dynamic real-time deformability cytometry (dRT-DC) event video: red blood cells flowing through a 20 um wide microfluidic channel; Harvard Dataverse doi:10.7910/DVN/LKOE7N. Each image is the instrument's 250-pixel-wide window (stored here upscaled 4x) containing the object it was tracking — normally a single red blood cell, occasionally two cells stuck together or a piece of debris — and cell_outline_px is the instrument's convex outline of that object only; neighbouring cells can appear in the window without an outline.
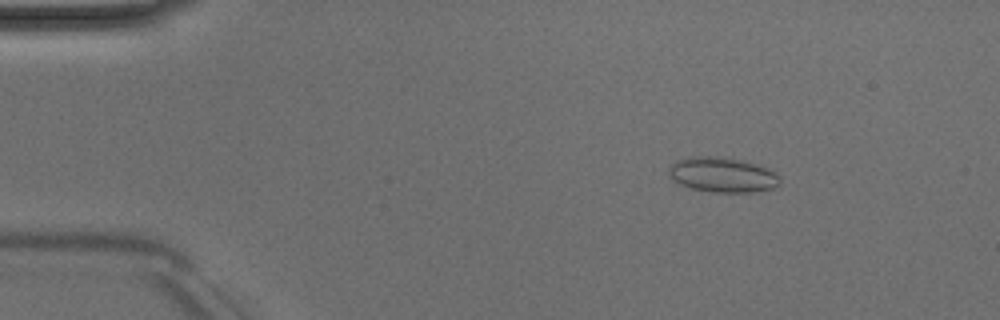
{"species": "Egyptian fruit bat (a non-hibernating species)", "species_latin": "Rousettus aegyptiacus", "temperature_condition": "room temperature", "stored_images_in_passage": 51, "camera_frame_rate_fps": 3000, "um_per_image_px": 0.085, "animal": {"sex": "male"}, "frame": {"image": 1, "passage_image": 8, "time_ms": 2.333, "image_size_px": [1000, 320], "cell_outline_px": [[780, 184], [772, 188], [752, 192], [712, 192], [692, 188], [680, 184], [672, 180], [668, 172], [668, 168], [676, 160], [692, 156], [712, 156], [740, 160], [756, 164], [768, 168], [776, 172], [780, 176]], "centroid_in_image_um": [61.41, 14.86], "position_along_channel_um": 23.6, "area_um2": 22.66}, "authors_computed_cell_mechanics": {"area_um2": 17.8024, "velocity_mm_per_s": 4.0391, "shape_relaxation_time_tau1_ms": 8.6025, "shape_relaxation_time_tau2_ms": 1.2758, "deformation_change_tau1": 0.1231, "deformation_change_tau2": 0.0554}}